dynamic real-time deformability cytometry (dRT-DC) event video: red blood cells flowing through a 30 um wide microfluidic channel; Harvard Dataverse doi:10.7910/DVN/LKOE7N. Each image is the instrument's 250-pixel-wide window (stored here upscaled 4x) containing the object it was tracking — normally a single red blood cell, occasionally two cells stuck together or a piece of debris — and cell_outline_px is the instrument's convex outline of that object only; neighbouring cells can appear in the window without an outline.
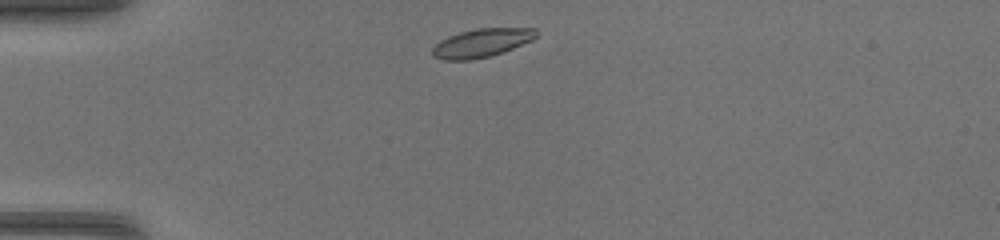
{"species": "common noctule bat (a hibernating species)", "species_latin": "Nyctalus noctula", "temperature_condition": "warm", "stored_images_in_passage": 36, "camera_frame_rate_fps": 3000, "um_per_image_px": 0.085, "animal": {"sex": "female", "body_mass_g": 17.0, "forearm_length_mm": 48.0}, "frame": {"image": 1, "passage_image": 2, "time_ms": 0.333, "image_size_px": [1000, 240], "cell_outline_px": [[536, 36], [532, 40], [512, 48], [488, 56], [472, 60], [444, 60], [432, 56], [432, 48], [440, 40], [448, 36], [460, 32], [476, 28], [536, 28]], "centroid_in_image_um": [40.89, 3.64], "position_along_channel_um": 44.1, "area_um2": 17.05}}
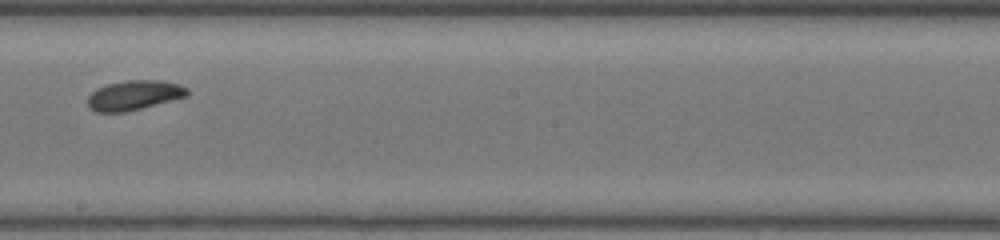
{"frame": {"image": 2, "passage_image": 17, "time_ms": 5.333, "image_size_px": [1000, 240], "cell_outline_px": [[188, 96], [124, 112], [96, 112], [88, 108], [88, 96], [96, 88], [108, 84], [128, 80], [156, 80], [180, 84], [188, 88]], "centroid_in_image_um": [11.38, 8.09], "position_along_channel_um": 236.8, "area_um2": 17.11}}
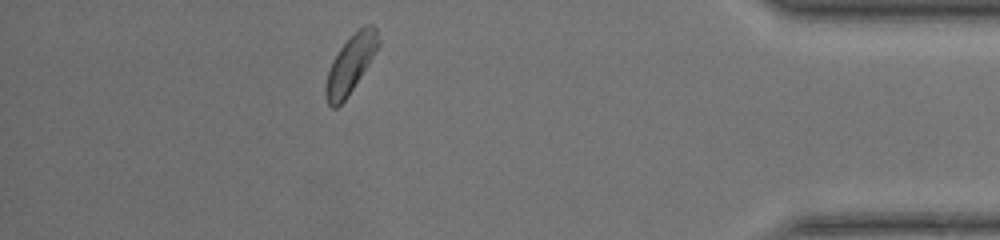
{"frame": {"image": 3, "passage_image": 31, "time_ms": 10.0, "image_size_px": [1000, 240], "cell_outline_px": [[380, 44], [368, 64], [348, 96], [336, 108], [332, 108], [328, 104], [324, 96], [324, 88], [328, 72], [332, 60], [340, 48], [364, 24], [372, 24], [376, 28], [380, 40]], "centroid_in_image_um": [29.78, 5.47], "position_along_channel_um": 405.4, "area_um2": 17.46}}